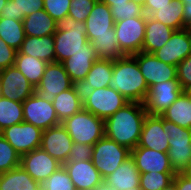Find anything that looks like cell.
I'll return each mask as SVG.
<instances>
[{"instance_id":"f546056e","label":"cell","mask_w":191,"mask_h":190,"mask_svg":"<svg viewBox=\"0 0 191 190\" xmlns=\"http://www.w3.org/2000/svg\"><path fill=\"white\" fill-rule=\"evenodd\" d=\"M40 186L21 166L0 174V190H38Z\"/></svg>"},{"instance_id":"5bb4252c","label":"cell","mask_w":191,"mask_h":190,"mask_svg":"<svg viewBox=\"0 0 191 190\" xmlns=\"http://www.w3.org/2000/svg\"><path fill=\"white\" fill-rule=\"evenodd\" d=\"M62 165L41 147L21 155L20 160V166L40 185Z\"/></svg>"},{"instance_id":"ba28073f","label":"cell","mask_w":191,"mask_h":190,"mask_svg":"<svg viewBox=\"0 0 191 190\" xmlns=\"http://www.w3.org/2000/svg\"><path fill=\"white\" fill-rule=\"evenodd\" d=\"M145 29L146 16L129 18L114 23L117 43L124 55H134L142 51Z\"/></svg>"},{"instance_id":"3957f363","label":"cell","mask_w":191,"mask_h":190,"mask_svg":"<svg viewBox=\"0 0 191 190\" xmlns=\"http://www.w3.org/2000/svg\"><path fill=\"white\" fill-rule=\"evenodd\" d=\"M56 62L62 63L79 51H87L85 23L66 16L53 35Z\"/></svg>"},{"instance_id":"8d00e7d4","label":"cell","mask_w":191,"mask_h":190,"mask_svg":"<svg viewBox=\"0 0 191 190\" xmlns=\"http://www.w3.org/2000/svg\"><path fill=\"white\" fill-rule=\"evenodd\" d=\"M176 172L140 173V188L142 190H161L168 186Z\"/></svg>"},{"instance_id":"7c38bea8","label":"cell","mask_w":191,"mask_h":190,"mask_svg":"<svg viewBox=\"0 0 191 190\" xmlns=\"http://www.w3.org/2000/svg\"><path fill=\"white\" fill-rule=\"evenodd\" d=\"M183 92L178 80H169L149 88L144 107L150 115H161Z\"/></svg>"},{"instance_id":"74e56055","label":"cell","mask_w":191,"mask_h":190,"mask_svg":"<svg viewBox=\"0 0 191 190\" xmlns=\"http://www.w3.org/2000/svg\"><path fill=\"white\" fill-rule=\"evenodd\" d=\"M21 155L0 133V174L20 166Z\"/></svg>"},{"instance_id":"d4e9b609","label":"cell","mask_w":191,"mask_h":190,"mask_svg":"<svg viewBox=\"0 0 191 190\" xmlns=\"http://www.w3.org/2000/svg\"><path fill=\"white\" fill-rule=\"evenodd\" d=\"M18 52L28 56L31 55L47 63L56 62L53 35L26 36Z\"/></svg>"},{"instance_id":"d6986e66","label":"cell","mask_w":191,"mask_h":190,"mask_svg":"<svg viewBox=\"0 0 191 190\" xmlns=\"http://www.w3.org/2000/svg\"><path fill=\"white\" fill-rule=\"evenodd\" d=\"M169 138L168 132L163 130V118L160 115L147 114L137 147L168 153Z\"/></svg>"},{"instance_id":"6da1fadb","label":"cell","mask_w":191,"mask_h":190,"mask_svg":"<svg viewBox=\"0 0 191 190\" xmlns=\"http://www.w3.org/2000/svg\"><path fill=\"white\" fill-rule=\"evenodd\" d=\"M147 114L143 103L129 102L104 121L105 136L130 150L136 148Z\"/></svg>"},{"instance_id":"816d5d0a","label":"cell","mask_w":191,"mask_h":190,"mask_svg":"<svg viewBox=\"0 0 191 190\" xmlns=\"http://www.w3.org/2000/svg\"><path fill=\"white\" fill-rule=\"evenodd\" d=\"M96 190H115L114 188L103 182Z\"/></svg>"},{"instance_id":"7a4b0ae2","label":"cell","mask_w":191,"mask_h":190,"mask_svg":"<svg viewBox=\"0 0 191 190\" xmlns=\"http://www.w3.org/2000/svg\"><path fill=\"white\" fill-rule=\"evenodd\" d=\"M109 87L117 90L129 102L144 103L149 91L137 60L132 55L113 60V73Z\"/></svg>"},{"instance_id":"ee69618b","label":"cell","mask_w":191,"mask_h":190,"mask_svg":"<svg viewBox=\"0 0 191 190\" xmlns=\"http://www.w3.org/2000/svg\"><path fill=\"white\" fill-rule=\"evenodd\" d=\"M93 146L90 144H82L73 142L69 153L68 161H86L92 160Z\"/></svg>"},{"instance_id":"b9f144b4","label":"cell","mask_w":191,"mask_h":190,"mask_svg":"<svg viewBox=\"0 0 191 190\" xmlns=\"http://www.w3.org/2000/svg\"><path fill=\"white\" fill-rule=\"evenodd\" d=\"M71 0H44V10L59 23L66 16L70 8Z\"/></svg>"},{"instance_id":"e575fe53","label":"cell","mask_w":191,"mask_h":190,"mask_svg":"<svg viewBox=\"0 0 191 190\" xmlns=\"http://www.w3.org/2000/svg\"><path fill=\"white\" fill-rule=\"evenodd\" d=\"M90 43L99 59L116 60L125 56L118 46L114 27L112 28V35L94 37Z\"/></svg>"},{"instance_id":"484cf974","label":"cell","mask_w":191,"mask_h":190,"mask_svg":"<svg viewBox=\"0 0 191 190\" xmlns=\"http://www.w3.org/2000/svg\"><path fill=\"white\" fill-rule=\"evenodd\" d=\"M174 31L160 21L146 16L145 39L141 52L152 54L160 49L168 42Z\"/></svg>"},{"instance_id":"e0dca14e","label":"cell","mask_w":191,"mask_h":190,"mask_svg":"<svg viewBox=\"0 0 191 190\" xmlns=\"http://www.w3.org/2000/svg\"><path fill=\"white\" fill-rule=\"evenodd\" d=\"M72 144V138L61 124L42 132L40 147L61 164L68 161Z\"/></svg>"},{"instance_id":"9f6ffc18","label":"cell","mask_w":191,"mask_h":190,"mask_svg":"<svg viewBox=\"0 0 191 190\" xmlns=\"http://www.w3.org/2000/svg\"><path fill=\"white\" fill-rule=\"evenodd\" d=\"M127 190H142V189H141L140 186H139V187H134V188L127 189Z\"/></svg>"},{"instance_id":"11a10c76","label":"cell","mask_w":191,"mask_h":190,"mask_svg":"<svg viewBox=\"0 0 191 190\" xmlns=\"http://www.w3.org/2000/svg\"><path fill=\"white\" fill-rule=\"evenodd\" d=\"M8 0H0V13H1V9L6 5Z\"/></svg>"},{"instance_id":"ffe728a7","label":"cell","mask_w":191,"mask_h":190,"mask_svg":"<svg viewBox=\"0 0 191 190\" xmlns=\"http://www.w3.org/2000/svg\"><path fill=\"white\" fill-rule=\"evenodd\" d=\"M136 167L140 173L175 172L171 167L168 153L152 150L145 147H136L131 150Z\"/></svg>"},{"instance_id":"cb8c5ba5","label":"cell","mask_w":191,"mask_h":190,"mask_svg":"<svg viewBox=\"0 0 191 190\" xmlns=\"http://www.w3.org/2000/svg\"><path fill=\"white\" fill-rule=\"evenodd\" d=\"M52 105L56 111L58 119L62 122L64 119L73 116L83 109V94L79 85H73L68 90L57 95Z\"/></svg>"},{"instance_id":"30bf717a","label":"cell","mask_w":191,"mask_h":190,"mask_svg":"<svg viewBox=\"0 0 191 190\" xmlns=\"http://www.w3.org/2000/svg\"><path fill=\"white\" fill-rule=\"evenodd\" d=\"M24 121L42 131L61 124L52 102L45 101L35 92L22 102Z\"/></svg>"},{"instance_id":"7402d4cb","label":"cell","mask_w":191,"mask_h":190,"mask_svg":"<svg viewBox=\"0 0 191 190\" xmlns=\"http://www.w3.org/2000/svg\"><path fill=\"white\" fill-rule=\"evenodd\" d=\"M114 23L110 7L98 0L85 22L88 41L97 36L112 35Z\"/></svg>"},{"instance_id":"f6af8a7d","label":"cell","mask_w":191,"mask_h":190,"mask_svg":"<svg viewBox=\"0 0 191 190\" xmlns=\"http://www.w3.org/2000/svg\"><path fill=\"white\" fill-rule=\"evenodd\" d=\"M17 51L0 38V70L14 66Z\"/></svg>"},{"instance_id":"ac0fdd59","label":"cell","mask_w":191,"mask_h":190,"mask_svg":"<svg viewBox=\"0 0 191 190\" xmlns=\"http://www.w3.org/2000/svg\"><path fill=\"white\" fill-rule=\"evenodd\" d=\"M63 166L76 190H96L104 182L92 160L67 161Z\"/></svg>"},{"instance_id":"44dd1931","label":"cell","mask_w":191,"mask_h":190,"mask_svg":"<svg viewBox=\"0 0 191 190\" xmlns=\"http://www.w3.org/2000/svg\"><path fill=\"white\" fill-rule=\"evenodd\" d=\"M98 59L96 51L90 41H88L87 51H79L73 54L71 57L64 60L62 64L72 83L80 86L92 68L93 63Z\"/></svg>"},{"instance_id":"1f68e13d","label":"cell","mask_w":191,"mask_h":190,"mask_svg":"<svg viewBox=\"0 0 191 190\" xmlns=\"http://www.w3.org/2000/svg\"><path fill=\"white\" fill-rule=\"evenodd\" d=\"M183 2L181 0H171L158 11L152 12L149 16L152 19L160 21L168 27L176 30L185 29L183 22Z\"/></svg>"},{"instance_id":"60d3db41","label":"cell","mask_w":191,"mask_h":190,"mask_svg":"<svg viewBox=\"0 0 191 190\" xmlns=\"http://www.w3.org/2000/svg\"><path fill=\"white\" fill-rule=\"evenodd\" d=\"M97 1L98 0H71L68 16L74 18L76 21L85 23Z\"/></svg>"},{"instance_id":"d590c367","label":"cell","mask_w":191,"mask_h":190,"mask_svg":"<svg viewBox=\"0 0 191 190\" xmlns=\"http://www.w3.org/2000/svg\"><path fill=\"white\" fill-rule=\"evenodd\" d=\"M24 121L22 102L0 96V132L5 128Z\"/></svg>"},{"instance_id":"4dcf8cb0","label":"cell","mask_w":191,"mask_h":190,"mask_svg":"<svg viewBox=\"0 0 191 190\" xmlns=\"http://www.w3.org/2000/svg\"><path fill=\"white\" fill-rule=\"evenodd\" d=\"M47 62L33 56L20 54L17 51L14 66L26 77L30 84L36 88L45 72Z\"/></svg>"},{"instance_id":"f1b7e54d","label":"cell","mask_w":191,"mask_h":190,"mask_svg":"<svg viewBox=\"0 0 191 190\" xmlns=\"http://www.w3.org/2000/svg\"><path fill=\"white\" fill-rule=\"evenodd\" d=\"M160 116L182 128L191 129V92L183 91Z\"/></svg>"},{"instance_id":"bcb514c9","label":"cell","mask_w":191,"mask_h":190,"mask_svg":"<svg viewBox=\"0 0 191 190\" xmlns=\"http://www.w3.org/2000/svg\"><path fill=\"white\" fill-rule=\"evenodd\" d=\"M170 2L171 0H146L143 6L144 12L147 16H149L152 12L158 11V9Z\"/></svg>"},{"instance_id":"603a6c76","label":"cell","mask_w":191,"mask_h":190,"mask_svg":"<svg viewBox=\"0 0 191 190\" xmlns=\"http://www.w3.org/2000/svg\"><path fill=\"white\" fill-rule=\"evenodd\" d=\"M104 182L115 190H127L140 186V172L133 158H127Z\"/></svg>"},{"instance_id":"db71d44e","label":"cell","mask_w":191,"mask_h":190,"mask_svg":"<svg viewBox=\"0 0 191 190\" xmlns=\"http://www.w3.org/2000/svg\"><path fill=\"white\" fill-rule=\"evenodd\" d=\"M130 1L138 3V4L142 5V6H144V4L146 2V0H130Z\"/></svg>"},{"instance_id":"d6a6232c","label":"cell","mask_w":191,"mask_h":190,"mask_svg":"<svg viewBox=\"0 0 191 190\" xmlns=\"http://www.w3.org/2000/svg\"><path fill=\"white\" fill-rule=\"evenodd\" d=\"M44 8V0H8L0 17L23 21L24 17Z\"/></svg>"},{"instance_id":"9a60e30c","label":"cell","mask_w":191,"mask_h":190,"mask_svg":"<svg viewBox=\"0 0 191 190\" xmlns=\"http://www.w3.org/2000/svg\"><path fill=\"white\" fill-rule=\"evenodd\" d=\"M34 92L35 88L15 66L0 70V96L23 102Z\"/></svg>"},{"instance_id":"ab89813d","label":"cell","mask_w":191,"mask_h":190,"mask_svg":"<svg viewBox=\"0 0 191 190\" xmlns=\"http://www.w3.org/2000/svg\"><path fill=\"white\" fill-rule=\"evenodd\" d=\"M114 22L126 20L129 18H136L140 16H147L142 5L129 1L126 4L109 6Z\"/></svg>"},{"instance_id":"7bdbcfd3","label":"cell","mask_w":191,"mask_h":190,"mask_svg":"<svg viewBox=\"0 0 191 190\" xmlns=\"http://www.w3.org/2000/svg\"><path fill=\"white\" fill-rule=\"evenodd\" d=\"M177 79L183 91L191 92V55L177 65Z\"/></svg>"},{"instance_id":"681fc988","label":"cell","mask_w":191,"mask_h":190,"mask_svg":"<svg viewBox=\"0 0 191 190\" xmlns=\"http://www.w3.org/2000/svg\"><path fill=\"white\" fill-rule=\"evenodd\" d=\"M100 2L111 6V5H121V4H126L128 3L130 0H99Z\"/></svg>"},{"instance_id":"4fadbf2b","label":"cell","mask_w":191,"mask_h":190,"mask_svg":"<svg viewBox=\"0 0 191 190\" xmlns=\"http://www.w3.org/2000/svg\"><path fill=\"white\" fill-rule=\"evenodd\" d=\"M132 56L137 60L139 69L149 88L161 82L178 80L177 66L164 63L153 54L149 53L139 52Z\"/></svg>"},{"instance_id":"f35d334b","label":"cell","mask_w":191,"mask_h":190,"mask_svg":"<svg viewBox=\"0 0 191 190\" xmlns=\"http://www.w3.org/2000/svg\"><path fill=\"white\" fill-rule=\"evenodd\" d=\"M44 190H76L65 167L62 165L42 184Z\"/></svg>"},{"instance_id":"52a82bcc","label":"cell","mask_w":191,"mask_h":190,"mask_svg":"<svg viewBox=\"0 0 191 190\" xmlns=\"http://www.w3.org/2000/svg\"><path fill=\"white\" fill-rule=\"evenodd\" d=\"M163 130L169 135L168 157L175 172H181L191 159V129L163 119Z\"/></svg>"},{"instance_id":"836d02e7","label":"cell","mask_w":191,"mask_h":190,"mask_svg":"<svg viewBox=\"0 0 191 190\" xmlns=\"http://www.w3.org/2000/svg\"><path fill=\"white\" fill-rule=\"evenodd\" d=\"M25 37L22 21L0 17V38L10 47L18 51Z\"/></svg>"},{"instance_id":"7dc6e473","label":"cell","mask_w":191,"mask_h":190,"mask_svg":"<svg viewBox=\"0 0 191 190\" xmlns=\"http://www.w3.org/2000/svg\"><path fill=\"white\" fill-rule=\"evenodd\" d=\"M173 182L178 190H191V179L185 177L180 172H176Z\"/></svg>"},{"instance_id":"8fae6325","label":"cell","mask_w":191,"mask_h":190,"mask_svg":"<svg viewBox=\"0 0 191 190\" xmlns=\"http://www.w3.org/2000/svg\"><path fill=\"white\" fill-rule=\"evenodd\" d=\"M42 132L40 128L23 121L5 128L0 133L20 155H23L41 146Z\"/></svg>"},{"instance_id":"9c48e42d","label":"cell","mask_w":191,"mask_h":190,"mask_svg":"<svg viewBox=\"0 0 191 190\" xmlns=\"http://www.w3.org/2000/svg\"><path fill=\"white\" fill-rule=\"evenodd\" d=\"M74 84L60 62H51L46 66L35 93L45 101L53 102L54 98Z\"/></svg>"},{"instance_id":"f907efd6","label":"cell","mask_w":191,"mask_h":190,"mask_svg":"<svg viewBox=\"0 0 191 190\" xmlns=\"http://www.w3.org/2000/svg\"><path fill=\"white\" fill-rule=\"evenodd\" d=\"M180 173L185 177L191 179V159L189 160L188 165L184 169H182Z\"/></svg>"},{"instance_id":"2e32d148","label":"cell","mask_w":191,"mask_h":190,"mask_svg":"<svg viewBox=\"0 0 191 190\" xmlns=\"http://www.w3.org/2000/svg\"><path fill=\"white\" fill-rule=\"evenodd\" d=\"M152 54L164 63L177 66L191 55V28L174 31L168 42Z\"/></svg>"},{"instance_id":"8992f818","label":"cell","mask_w":191,"mask_h":190,"mask_svg":"<svg viewBox=\"0 0 191 190\" xmlns=\"http://www.w3.org/2000/svg\"><path fill=\"white\" fill-rule=\"evenodd\" d=\"M130 156V149L104 135L93 145L92 163L105 179Z\"/></svg>"},{"instance_id":"277c9868","label":"cell","mask_w":191,"mask_h":190,"mask_svg":"<svg viewBox=\"0 0 191 190\" xmlns=\"http://www.w3.org/2000/svg\"><path fill=\"white\" fill-rule=\"evenodd\" d=\"M61 125L77 143L93 146L105 135L104 120L84 109L64 119Z\"/></svg>"},{"instance_id":"f5cc1de1","label":"cell","mask_w":191,"mask_h":190,"mask_svg":"<svg viewBox=\"0 0 191 190\" xmlns=\"http://www.w3.org/2000/svg\"><path fill=\"white\" fill-rule=\"evenodd\" d=\"M161 190H178L176 184L172 181L168 186L164 187Z\"/></svg>"},{"instance_id":"83f0119b","label":"cell","mask_w":191,"mask_h":190,"mask_svg":"<svg viewBox=\"0 0 191 190\" xmlns=\"http://www.w3.org/2000/svg\"><path fill=\"white\" fill-rule=\"evenodd\" d=\"M113 73V60L98 59L80 85L81 91L109 87Z\"/></svg>"},{"instance_id":"5b68a950","label":"cell","mask_w":191,"mask_h":190,"mask_svg":"<svg viewBox=\"0 0 191 190\" xmlns=\"http://www.w3.org/2000/svg\"><path fill=\"white\" fill-rule=\"evenodd\" d=\"M81 92L83 94V109L104 121L129 103L124 96L111 87Z\"/></svg>"},{"instance_id":"c3c4849f","label":"cell","mask_w":191,"mask_h":190,"mask_svg":"<svg viewBox=\"0 0 191 190\" xmlns=\"http://www.w3.org/2000/svg\"><path fill=\"white\" fill-rule=\"evenodd\" d=\"M183 6V22L185 28H191V0H181Z\"/></svg>"},{"instance_id":"4316f807","label":"cell","mask_w":191,"mask_h":190,"mask_svg":"<svg viewBox=\"0 0 191 190\" xmlns=\"http://www.w3.org/2000/svg\"><path fill=\"white\" fill-rule=\"evenodd\" d=\"M22 22L26 36L54 35L58 29V23L44 9L24 17Z\"/></svg>"}]
</instances>
